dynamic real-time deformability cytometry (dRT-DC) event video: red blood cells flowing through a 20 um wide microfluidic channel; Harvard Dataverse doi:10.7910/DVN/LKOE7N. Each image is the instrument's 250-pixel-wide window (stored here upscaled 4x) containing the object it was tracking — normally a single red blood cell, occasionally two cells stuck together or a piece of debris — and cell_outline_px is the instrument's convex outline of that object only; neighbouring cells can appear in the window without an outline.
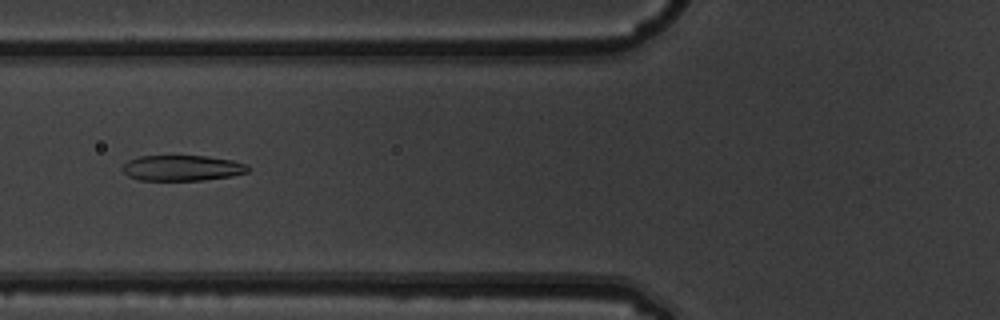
{"species": "common noctule bat (a hibernating species)", "species_latin": "Nyctalus noctula", "temperature_condition": "warm", "stored_images_in_passage": 6, "camera_frame_rate_fps": 3000, "um_per_image_px": 0.085, "animal": {"sex": "male", "body_mass_g": 19.5, "forearm_length_mm": 54.6}, "frame": {"image": 1, "passage_image": 6, "time_ms": 1.667, "image_size_px": [1000, 320], "cell_outline_px": [[248, 172], [232, 176], [204, 180], [140, 180], [128, 176], [124, 172], [124, 164], [128, 160], [140, 156], [208, 156], [232, 160], [248, 164]], "centroid_in_image_um": [15.52, 14.28], "position_along_channel_um": 110.3, "area_um2": 18.67}}